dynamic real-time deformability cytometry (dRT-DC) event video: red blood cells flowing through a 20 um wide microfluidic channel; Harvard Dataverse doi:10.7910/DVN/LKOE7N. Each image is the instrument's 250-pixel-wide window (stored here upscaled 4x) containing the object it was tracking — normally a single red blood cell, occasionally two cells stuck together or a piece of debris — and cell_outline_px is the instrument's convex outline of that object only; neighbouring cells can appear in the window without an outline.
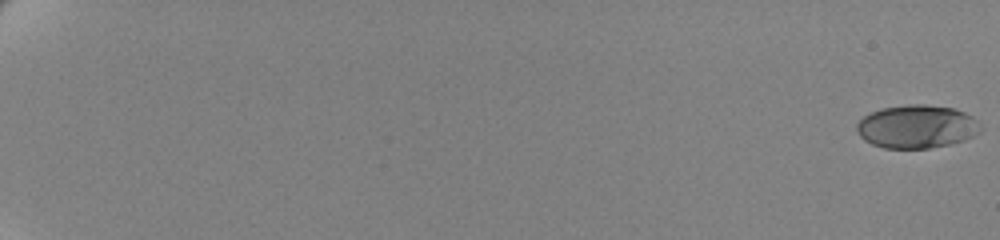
{"species": "human", "species_latin": "Homo sapiens", "temperature_condition": "cold", "stored_images_in_passage": 63, "camera_frame_rate_fps": 3000, "um_per_image_px": 0.085, "donor": {"sex": "female"}, "frame": {"image": 1, "passage_image": 1, "time_ms": 0.0, "image_size_px": [1000, 240], "cell_outline_px": [[984, 128], [980, 132], [964, 140], [948, 144], [928, 148], [884, 148], [872, 144], [864, 140], [856, 132], [856, 124], [864, 116], [872, 112], [884, 108], [908, 104], [924, 104], [956, 108], [972, 116]], "centroid_in_image_um": [77.94, 10.75], "position_along_channel_um": 7.1, "area_um2": 31.27}}
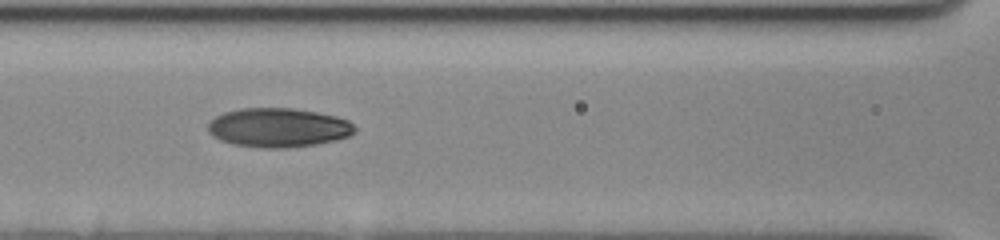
{"frame": {"image": 2, "passage_image": 33, "time_ms": 10.667, "image_size_px": [1000, 240], "cell_outline_px": [[356, 132], [348, 136], [336, 140], [316, 144], [288, 148], [264, 148], [232, 144], [220, 140], [212, 136], [208, 132], [208, 124], [216, 116], [224, 112], [240, 108], [292, 108], [316, 112], [336, 116], [348, 120], [356, 128]], "centroid_in_image_um": [23.65, 10.85], "position_along_channel_um": 142.9, "area_um2": 33.58}}
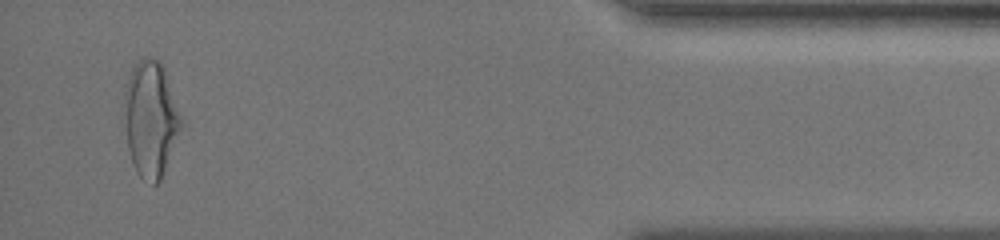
{"frame": {"image": 3, "passage_image": 61, "time_ms": 20.0, "image_size_px": [1000, 240], "cell_outline_px": [[184, 124], [160, 180], [156, 184], [152, 184], [140, 176], [136, 172], [132, 164], [128, 148], [124, 92], [132, 68], [144, 56], [160, 60], [164, 68], [184, 120]], "centroid_in_image_um": [12.85, 10.1], "position_along_channel_um": 422.4, "area_um2": 38.26}, "authors_computed_cell_mechanics": {"area_um2": 32.1368, "velocity_mm_per_s": 3.4898, "shape_relaxation_time_tau1_ms": 3.1907, "shape_relaxation_time_tau2_ms": 2.1582, "deformation_change_tau1": 0.1601, "deformation_change_tau2": 0.0739}}